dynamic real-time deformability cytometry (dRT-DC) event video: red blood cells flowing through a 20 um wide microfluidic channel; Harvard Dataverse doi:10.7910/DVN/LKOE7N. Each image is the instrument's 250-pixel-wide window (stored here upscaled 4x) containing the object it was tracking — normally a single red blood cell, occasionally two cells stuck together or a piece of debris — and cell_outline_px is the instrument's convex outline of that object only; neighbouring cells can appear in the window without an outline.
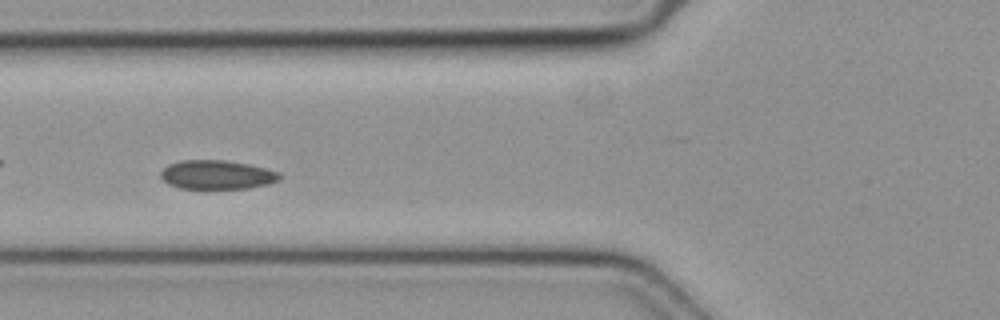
{"species": "common noctule bat (a hibernating species)", "species_latin": "Nyctalus noctula", "temperature_condition": "cold", "stored_images_in_passage": 46, "camera_frame_rate_fps": 3000, "um_per_image_px": 0.085, "animal": {"sex": "female", "body_mass_g": 19.3, "forearm_length_mm": 54.1}, "frame": {"image": 1, "passage_image": 14, "time_ms": 4.333, "image_size_px": [1000, 320], "cell_outline_px": [[276, 176], [272, 180], [252, 184], [228, 188], [192, 188], [176, 184], [168, 180], [164, 176], [164, 172], [168, 168], [176, 164], [236, 164], [256, 168], [268, 172]], "centroid_in_image_um": [18.34, 14.92], "position_along_channel_um": 107.5, "area_um2": 15.37}}
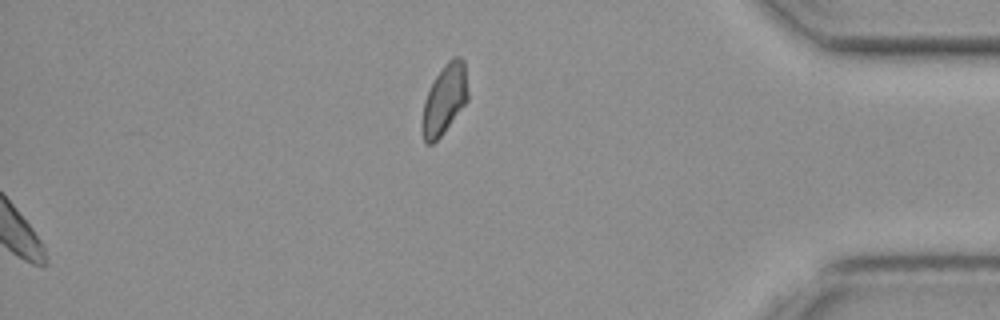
{"frame": {"image": 2, "passage_image": 46, "time_ms": 15.0, "image_size_px": [1000, 320], "cell_outline_px": [[464, 100], [436, 140], [428, 140], [424, 136], [424, 108], [428, 96], [436, 80], [448, 64], [460, 64], [464, 72]], "centroid_in_image_um": [37.71, 8.56], "position_along_channel_um": 397.5, "area_um2": 14.57}}